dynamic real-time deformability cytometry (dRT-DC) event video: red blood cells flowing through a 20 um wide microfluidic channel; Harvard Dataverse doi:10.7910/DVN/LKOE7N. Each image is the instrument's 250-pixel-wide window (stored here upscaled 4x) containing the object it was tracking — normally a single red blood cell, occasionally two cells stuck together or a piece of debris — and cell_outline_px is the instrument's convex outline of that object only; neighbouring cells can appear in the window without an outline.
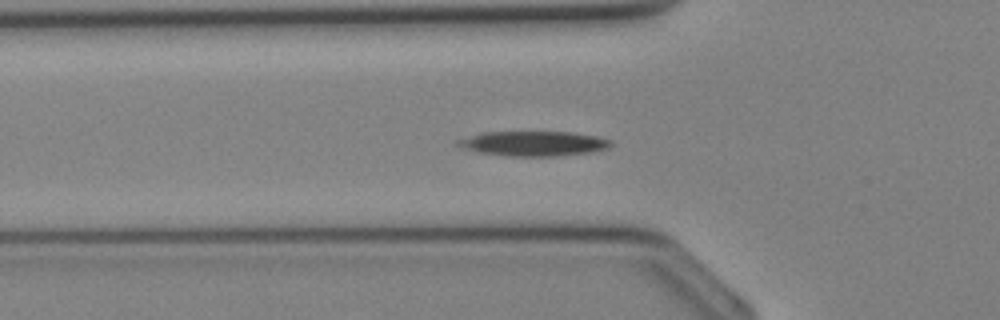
{"species": "Egyptian fruit bat (a non-hibernating species)", "species_latin": "Rousettus aegyptiacus", "temperature_condition": "cold", "stored_images_in_passage": 35, "camera_frame_rate_fps": 3000, "um_per_image_px": 0.085, "animal": {"sex": "female"}, "frame": {"image": 1, "passage_image": 11, "time_ms": 3.333, "image_size_px": [1000, 320], "cell_outline_px": [[612, 144], [608, 148], [592, 152], [556, 156], [508, 156], [480, 152], [464, 148], [456, 144], [456, 140], [480, 132], [572, 132], [596, 136], [612, 140]], "centroid_in_image_um": [45.36, 12.19], "position_along_channel_um": 80.4, "area_um2": 22.14}}
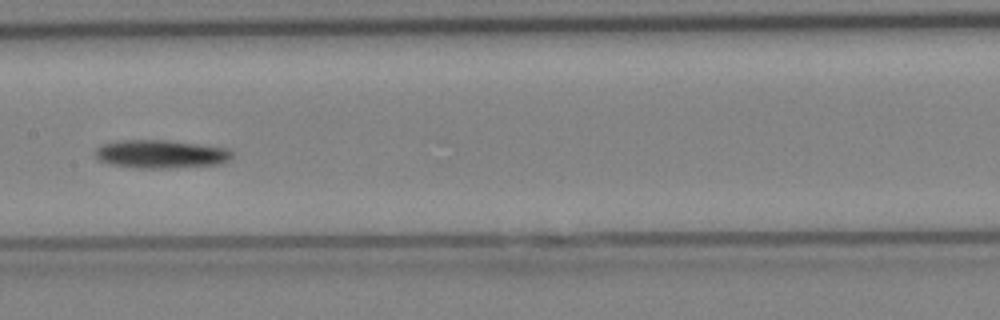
{"frame": {"image": 2, "passage_image": 17, "time_ms": 5.333, "image_size_px": [1000, 320], "cell_outline_px": [[232, 156], [228, 160], [220, 164], [164, 168], [136, 168], [112, 164], [96, 160], [92, 152], [100, 144], [120, 140], [168, 140], [232, 148]], "centroid_in_image_um": [13.63, 13.08], "position_along_channel_um": 193.8, "area_um2": 22.89}}
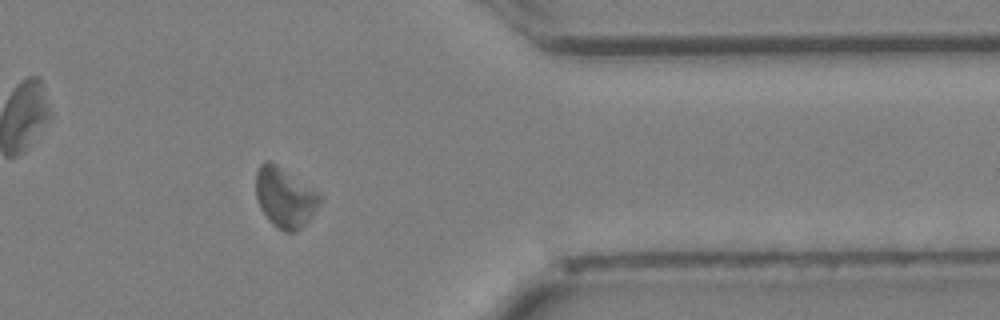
{"frame": {"image": 3, "passage_image": 28, "time_ms": 9.0, "image_size_px": [1000, 320], "cell_outline_px": [[320, 204], [312, 216], [300, 228], [292, 232], [284, 232], [272, 224], [268, 220], [260, 208], [256, 196], [256, 172], [260, 164], [268, 160], [276, 164], [320, 192]], "centroid_in_image_um": [24.21, 16.78], "position_along_channel_um": 387.2, "area_um2": 22.31}}